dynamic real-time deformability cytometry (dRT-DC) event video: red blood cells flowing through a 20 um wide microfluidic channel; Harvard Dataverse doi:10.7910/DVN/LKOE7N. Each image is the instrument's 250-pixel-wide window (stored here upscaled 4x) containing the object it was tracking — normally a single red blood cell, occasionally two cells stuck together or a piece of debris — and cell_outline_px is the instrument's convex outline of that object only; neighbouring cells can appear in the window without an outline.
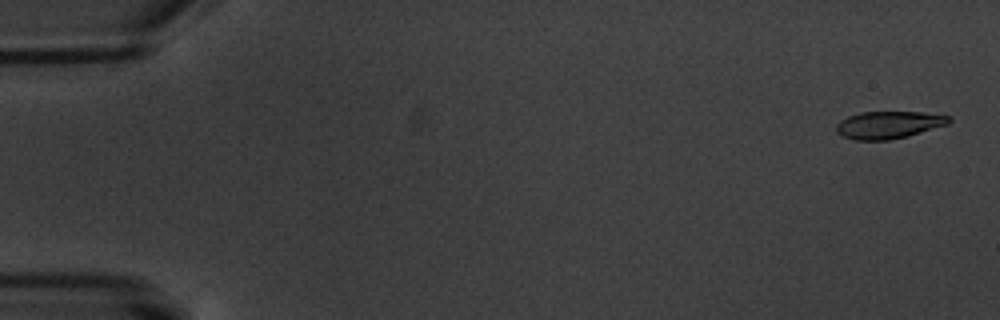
{"species": "common noctule bat (a hibernating species)", "species_latin": "Nyctalus noctula", "temperature_condition": "warm", "stored_images_in_passage": 3, "camera_frame_rate_fps": 3000, "um_per_image_px": 0.085, "animal": {"sex": "male", "body_mass_g": 20.1, "forearm_length_mm": 53.5}, "frame": {"image": 1, "passage_image": 1, "time_ms": 0.0, "image_size_px": [1000, 320], "cell_outline_px": [[952, 120], [948, 124], [908, 136], [888, 140], [852, 140], [836, 132], [836, 124], [840, 120], [848, 116], [860, 112], [920, 112], [948, 116]], "centroid_in_image_um": [75.5, 10.61], "position_along_channel_um": 9.5, "area_um2": 17.92}}